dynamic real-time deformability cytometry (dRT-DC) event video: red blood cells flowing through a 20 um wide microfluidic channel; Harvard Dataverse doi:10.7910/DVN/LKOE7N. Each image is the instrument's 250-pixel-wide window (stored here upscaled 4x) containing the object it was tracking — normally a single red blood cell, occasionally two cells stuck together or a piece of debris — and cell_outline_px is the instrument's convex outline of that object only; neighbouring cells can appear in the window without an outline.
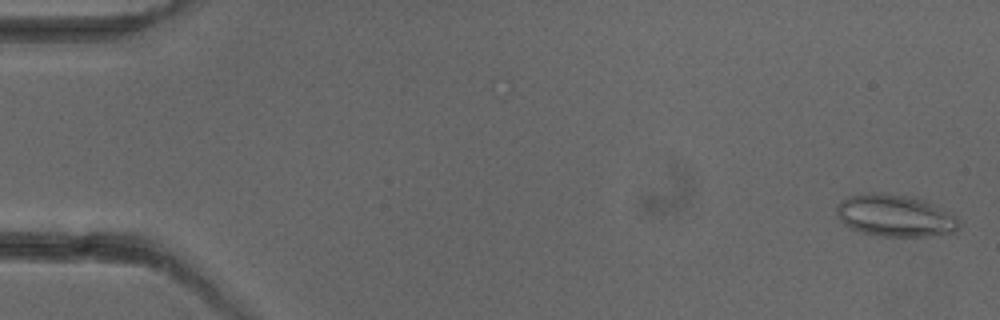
{"species": "common noctule bat (a hibernating species)", "species_latin": "Nyctalus noctula", "temperature_condition": "cold", "stored_images_in_passage": 5, "camera_frame_rate_fps": 3000, "um_per_image_px": 0.085, "animal": {"sex": "female"}, "frame": {"image": 1, "passage_image": 1, "time_ms": 0.0, "image_size_px": [1000, 320], "cell_outline_px": [[960, 228], [952, 232], [928, 236], [880, 236], [860, 232], [848, 228], [836, 216], [836, 204], [840, 200], [848, 196], [880, 192], [908, 196], [924, 200], [956, 216], [960, 224]], "centroid_in_image_um": [76.02, 18.33], "position_along_channel_um": 9.0, "area_um2": 30.0}}